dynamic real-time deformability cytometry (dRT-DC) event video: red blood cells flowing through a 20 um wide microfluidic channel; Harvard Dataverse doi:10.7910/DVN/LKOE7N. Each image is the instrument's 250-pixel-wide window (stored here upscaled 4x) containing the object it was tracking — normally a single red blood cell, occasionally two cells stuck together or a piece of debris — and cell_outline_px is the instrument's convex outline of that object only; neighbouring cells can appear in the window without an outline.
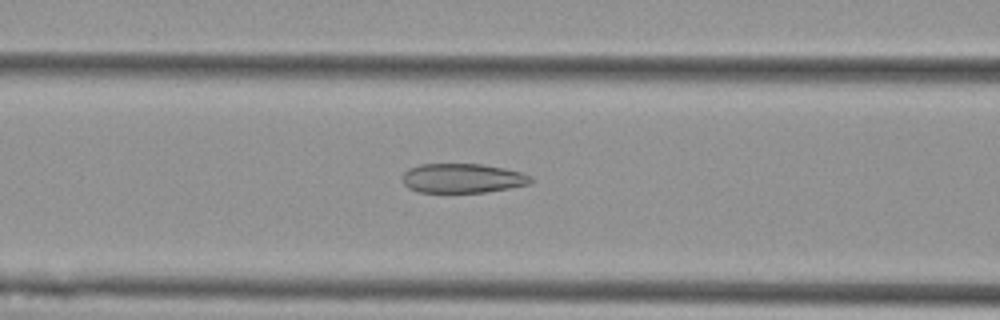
{"species": "Egyptian fruit bat (a non-hibernating species)", "species_latin": "Rousettus aegyptiacus", "temperature_condition": "cold", "stored_images_in_passage": 18, "camera_frame_rate_fps": 3000, "um_per_image_px": 0.085, "animal": {"sex": "female"}, "frame": {"image": 1, "passage_image": 9, "time_ms": 2.667, "image_size_px": [1000, 320], "cell_outline_px": [[532, 184], [484, 192], [420, 192], [408, 188], [404, 184], [404, 172], [408, 168], [420, 164], [480, 164], [504, 168], [520, 172], [532, 176]], "centroid_in_image_um": [39.33, 15.15], "position_along_channel_um": 127.3, "area_um2": 21.91}}
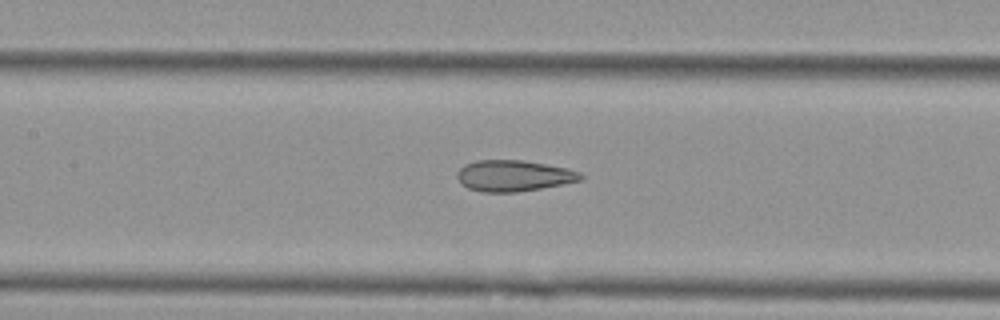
{"frame": {"image": 2, "passage_image": 12, "time_ms": 3.667, "image_size_px": [1000, 320], "cell_outline_px": [[584, 176], [580, 180], [564, 184], [516, 192], [480, 192], [468, 188], [456, 176], [456, 172], [464, 164], [476, 160], [524, 160], [568, 168], [580, 172]], "centroid_in_image_um": [43.66, 14.93], "position_along_channel_um": 163.7, "area_um2": 22.43}}
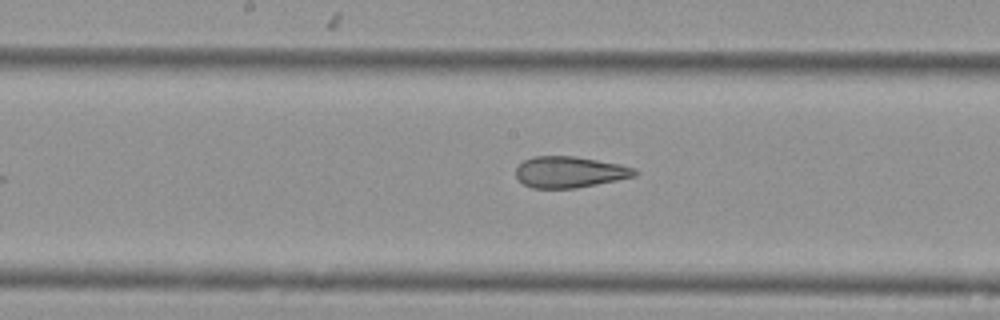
{"frame": {"image": 3, "passage_image": 15, "time_ms": 4.667, "image_size_px": [1000, 320], "cell_outline_px": [[640, 172], [636, 176], [576, 188], [532, 188], [524, 184], [516, 176], [516, 168], [524, 160], [532, 156], [576, 156], [620, 164], [636, 168]], "centroid_in_image_um": [48.45, 14.61], "position_along_channel_um": 199.8, "area_um2": 21.68}}